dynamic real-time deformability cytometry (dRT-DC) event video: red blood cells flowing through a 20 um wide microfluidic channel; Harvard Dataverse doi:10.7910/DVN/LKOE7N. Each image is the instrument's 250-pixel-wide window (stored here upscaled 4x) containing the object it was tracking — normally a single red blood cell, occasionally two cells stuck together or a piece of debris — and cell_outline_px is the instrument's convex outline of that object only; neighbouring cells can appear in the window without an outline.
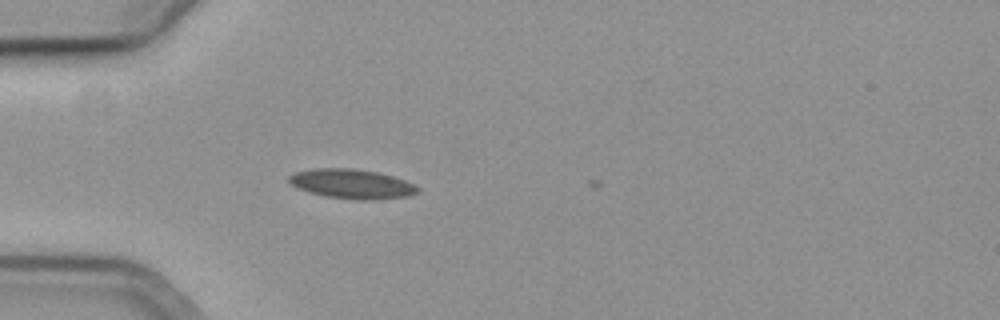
{"species": "common noctule bat (a hibernating species)", "species_latin": "Nyctalus noctula", "temperature_condition": "cold", "stored_images_in_passage": 4, "camera_frame_rate_fps": 3000, "um_per_image_px": 0.085, "animal": {"sex": "female", "body_mass_g": 19.3, "forearm_length_mm": 54.1}, "frame": {"image": 1, "passage_image": 3, "time_ms": 0.667, "image_size_px": [1000, 320], "cell_outline_px": [[420, 192], [408, 196], [372, 200], [356, 200], [324, 196], [308, 192], [292, 184], [288, 180], [288, 176], [296, 172], [316, 168], [352, 168], [376, 172], [392, 176], [404, 180], [420, 188]], "centroid_in_image_um": [29.92, 15.64], "position_along_channel_um": 55.1, "area_um2": 22.02}}